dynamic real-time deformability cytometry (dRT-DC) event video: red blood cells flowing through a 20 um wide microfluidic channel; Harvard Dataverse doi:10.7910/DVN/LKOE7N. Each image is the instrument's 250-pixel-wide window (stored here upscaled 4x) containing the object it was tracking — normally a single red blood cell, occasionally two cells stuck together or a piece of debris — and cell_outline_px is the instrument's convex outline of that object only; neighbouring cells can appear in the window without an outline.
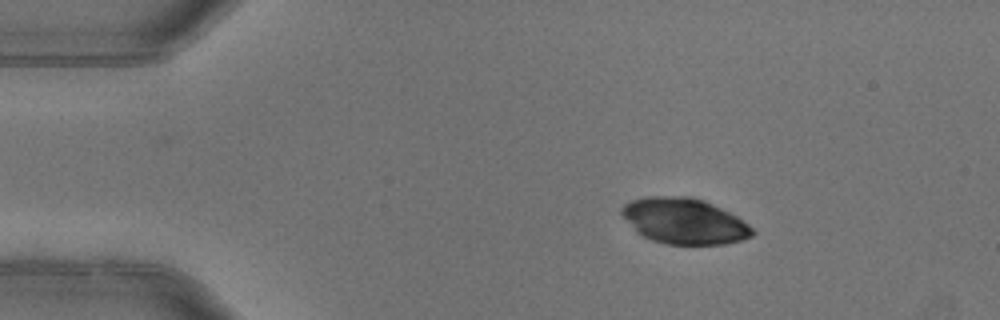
{"species": "common noctule bat (a hibernating species)", "species_latin": "Nyctalus noctula", "temperature_condition": "warm", "stored_images_in_passage": 5, "camera_frame_rate_fps": 3000, "um_per_image_px": 0.085, "animal": {"sex": "female"}, "frame": {"image": 1, "passage_image": 2, "time_ms": 0.333, "image_size_px": [1000, 320], "cell_outline_px": [[756, 232], [752, 236], [740, 240], [724, 244], [664, 244], [652, 240], [636, 232], [620, 212], [620, 208], [624, 204], [632, 200], [644, 196], [688, 196], [704, 200], [736, 216], [748, 224]], "centroid_in_image_um": [58.13, 18.78], "position_along_channel_um": 26.9, "area_um2": 34.74}}